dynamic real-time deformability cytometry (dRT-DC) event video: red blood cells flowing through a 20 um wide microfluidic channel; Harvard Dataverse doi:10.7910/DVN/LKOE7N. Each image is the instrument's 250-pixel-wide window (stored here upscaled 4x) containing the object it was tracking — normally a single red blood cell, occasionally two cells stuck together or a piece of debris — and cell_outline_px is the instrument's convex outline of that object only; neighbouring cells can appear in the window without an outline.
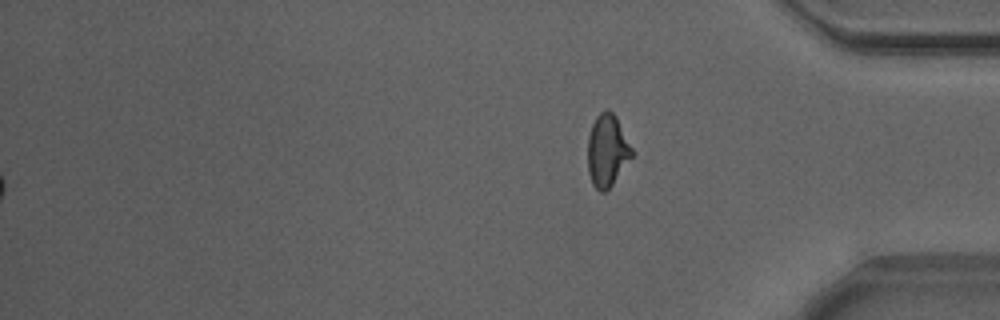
{"species": "Egyptian fruit bat (a non-hibernating species)", "species_latin": "Rousettus aegyptiacus", "temperature_condition": "warm", "stored_images_in_passage": 55, "segment_of_instrument_passage": [2, 2], "camera_frame_rate_fps": 3000, "um_per_image_px": 0.085, "animal": {"sex": "male"}, "frame": {"image": 1, "passage_image": 55, "time_ms": 18.0, "image_size_px": [1000, 320], "cell_outline_px": [[636, 152], [612, 184], [604, 192], [600, 192], [592, 184], [588, 172], [588, 136], [592, 124], [596, 116], [600, 112], [608, 108], [616, 116]], "centroid_in_image_um": [51.64, 12.77], "position_along_channel_um": 383.6, "area_um2": 18.84}}